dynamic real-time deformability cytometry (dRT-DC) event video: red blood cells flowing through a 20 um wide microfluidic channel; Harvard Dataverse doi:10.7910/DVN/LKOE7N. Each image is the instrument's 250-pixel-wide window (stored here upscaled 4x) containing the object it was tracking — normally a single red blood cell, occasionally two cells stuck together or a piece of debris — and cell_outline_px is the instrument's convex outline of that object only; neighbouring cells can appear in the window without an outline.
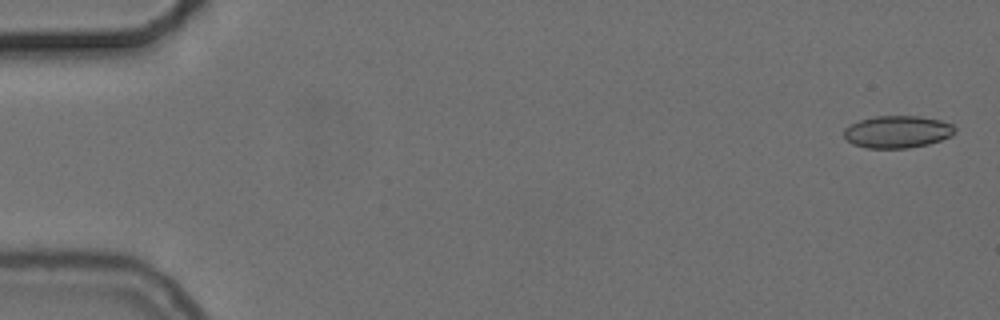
{"species": "common noctule bat (a hibernating species)", "species_latin": "Nyctalus noctula", "temperature_condition": "cold", "stored_images_in_passage": 52, "camera_frame_rate_fps": 3000, "um_per_image_px": 0.085, "animal": {"sex": "female", "body_mass_g": 24.6, "forearm_length_mm": 56.2}, "frame": {"image": 1, "passage_image": 2, "time_ms": 0.333, "image_size_px": [1000, 320], "cell_outline_px": [[956, 132], [940, 140], [928, 144], [908, 148], [868, 148], [852, 144], [844, 136], [844, 128], [860, 120], [876, 116], [920, 116], [940, 120], [952, 124], [956, 128]], "centroid_in_image_um": [76.28, 11.2], "position_along_channel_um": 8.7, "area_um2": 20.75}}
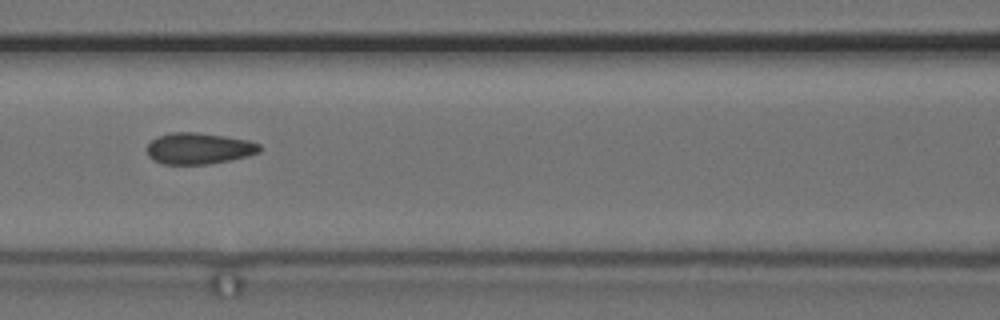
{"frame": {"image": 2, "passage_image": 25, "time_ms": 8.0, "image_size_px": [1000, 320], "cell_outline_px": [[264, 148], [260, 152], [248, 156], [208, 164], [164, 164], [152, 160], [148, 156], [148, 144], [156, 136], [172, 132], [196, 132], [224, 136], [248, 140], [260, 144]], "centroid_in_image_um": [16.91, 12.61], "position_along_channel_um": 149.7, "area_um2": 20.63}}
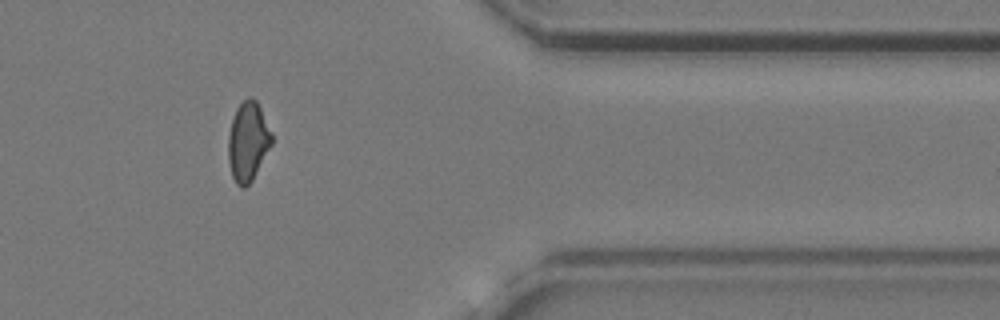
{"frame": {"image": 3, "passage_image": 46, "time_ms": 15.0, "image_size_px": [1000, 320], "cell_outline_px": [[272, 144], [252, 180], [244, 188], [240, 188], [236, 184], [232, 176], [228, 160], [228, 136], [232, 120], [236, 108], [248, 96], [252, 96], [256, 100], [272, 132]], "centroid_in_image_um": [21.07, 12.03], "position_along_channel_um": 390.3, "area_um2": 20.06}}